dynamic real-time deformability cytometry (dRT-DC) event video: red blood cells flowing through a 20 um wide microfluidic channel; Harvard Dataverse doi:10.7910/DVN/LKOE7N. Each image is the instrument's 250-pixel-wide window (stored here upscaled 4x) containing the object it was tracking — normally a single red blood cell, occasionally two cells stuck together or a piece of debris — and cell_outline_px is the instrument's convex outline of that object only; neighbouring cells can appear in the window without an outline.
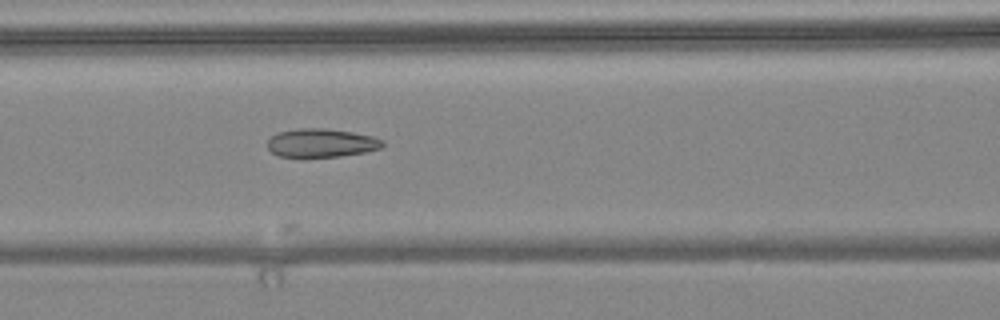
{"species": "common noctule bat (a hibernating species)", "species_latin": "Nyctalus noctula", "temperature_condition": "warm", "stored_images_in_passage": 7, "camera_frame_rate_fps": 3000, "um_per_image_px": 0.085, "animal": {"sex": "female", "body_mass_g": 24.6, "forearm_length_mm": 56.2}, "frame": {"image": 1, "passage_image": 7, "time_ms": 2.0, "image_size_px": [1000, 320], "cell_outline_px": [[384, 144], [380, 148], [364, 152], [340, 156], [304, 160], [280, 156], [272, 152], [268, 148], [268, 140], [272, 136], [280, 132], [300, 128], [324, 128], [352, 132], [372, 136], [384, 140]], "centroid_in_image_um": [27.28, 12.19], "position_along_channel_um": 139.3, "area_um2": 19.65}}